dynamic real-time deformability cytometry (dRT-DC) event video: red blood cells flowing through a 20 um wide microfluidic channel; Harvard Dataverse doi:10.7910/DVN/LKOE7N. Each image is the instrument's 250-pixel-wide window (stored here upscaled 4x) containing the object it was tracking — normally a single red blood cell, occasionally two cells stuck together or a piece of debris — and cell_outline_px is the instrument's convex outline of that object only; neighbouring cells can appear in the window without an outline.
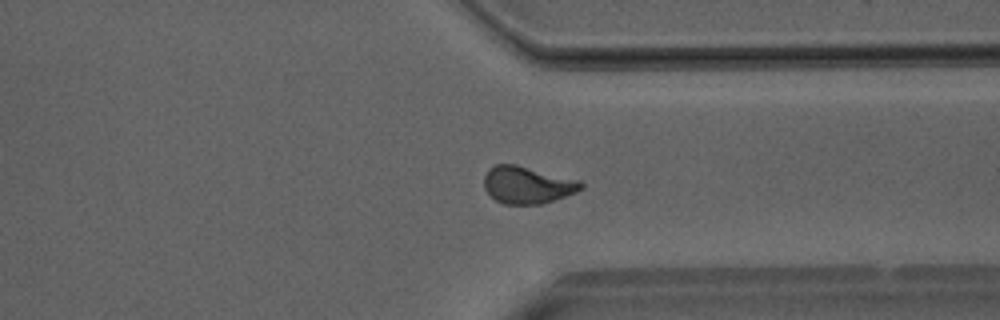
{"species": "Egyptian fruit bat (a non-hibernating species)", "species_latin": "Rousettus aegyptiacus", "temperature_condition": "room temperature", "stored_images_in_passage": 32, "camera_frame_rate_fps": 3000, "um_per_image_px": 0.085, "animal": {"sex": "male"}, "frame": {"image": 1, "passage_image": 21, "time_ms": 6.667, "image_size_px": [1000, 320], "cell_outline_px": [[584, 188], [576, 192], [540, 204], [504, 204], [496, 200], [484, 188], [484, 176], [488, 168], [496, 164], [516, 164], [580, 180], [584, 184]], "centroid_in_image_um": [44.82, 15.7], "position_along_channel_um": 366.6, "area_um2": 20.98}}
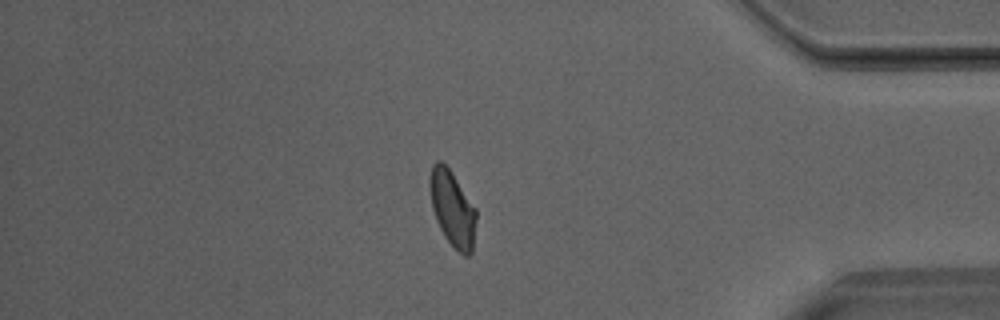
{"frame": {"image": 2, "passage_image": 25, "time_ms": 8.0, "image_size_px": [1000, 320], "cell_outline_px": [[476, 220], [472, 252], [468, 256], [464, 256], [444, 236], [436, 220], [432, 208], [428, 184], [428, 180], [432, 164], [436, 160], [440, 160], [452, 172], [476, 208]], "centroid_in_image_um": [38.44, 17.69], "position_along_channel_um": 396.8, "area_um2": 20.52}}